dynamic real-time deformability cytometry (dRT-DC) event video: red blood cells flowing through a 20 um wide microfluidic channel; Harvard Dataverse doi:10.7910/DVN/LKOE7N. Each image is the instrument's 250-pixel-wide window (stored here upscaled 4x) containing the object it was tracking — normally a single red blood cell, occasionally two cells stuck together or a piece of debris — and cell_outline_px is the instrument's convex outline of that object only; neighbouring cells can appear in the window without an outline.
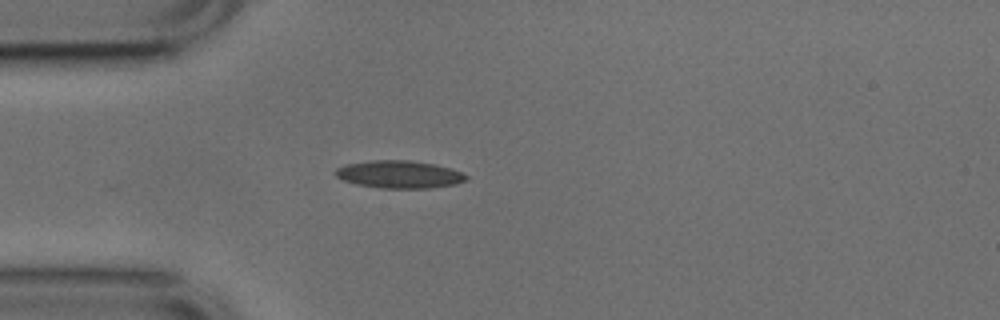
{"species": "common noctule bat (a hibernating species)", "species_latin": "Nyctalus noctula", "temperature_condition": "cold", "stored_images_in_passage": 24, "camera_frame_rate_fps": 3000, "um_per_image_px": 0.085, "animal": {"sex": "male", "body_mass_g": 17.9, "forearm_length_mm": 54.2}, "frame": {"image": 1, "passage_image": 1, "time_ms": 0.0, "image_size_px": [1000, 320], "cell_outline_px": [[468, 180], [456, 184], [432, 188], [380, 188], [356, 184], [344, 180], [336, 176], [336, 168], [344, 164], [372, 160], [408, 160], [432, 164], [452, 168], [468, 176]], "centroid_in_image_um": [33.95, 14.82], "position_along_channel_um": 51.1, "area_um2": 21.04}}